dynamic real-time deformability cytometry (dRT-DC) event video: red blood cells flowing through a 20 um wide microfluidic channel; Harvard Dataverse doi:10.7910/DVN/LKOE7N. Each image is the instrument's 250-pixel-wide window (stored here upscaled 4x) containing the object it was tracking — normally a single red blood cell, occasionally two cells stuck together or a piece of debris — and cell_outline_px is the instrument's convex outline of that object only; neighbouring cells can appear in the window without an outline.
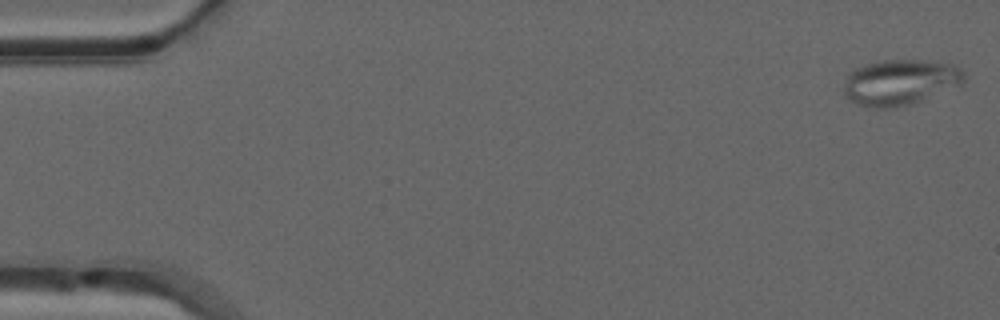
{"species": "common noctule bat (a hibernating species)", "species_latin": "Nyctalus noctula", "temperature_condition": "warm", "stored_images_in_passage": 50, "camera_frame_rate_fps": 3000, "um_per_image_px": 0.085, "animal": {"sex": "male", "forearm_length_mm": 52.5}, "frame": {"image": 1, "passage_image": 1, "time_ms": 0.0, "image_size_px": [1000, 320], "cell_outline_px": [[964, 80], [960, 84], [924, 100], [896, 108], [864, 108], [848, 100], [844, 96], [840, 88], [848, 72], [856, 68], [868, 64], [884, 60], [916, 60], [952, 64], [960, 68], [964, 72]], "centroid_in_image_um": [76.41, 7.02], "position_along_channel_um": 8.6, "area_um2": 32.43}}
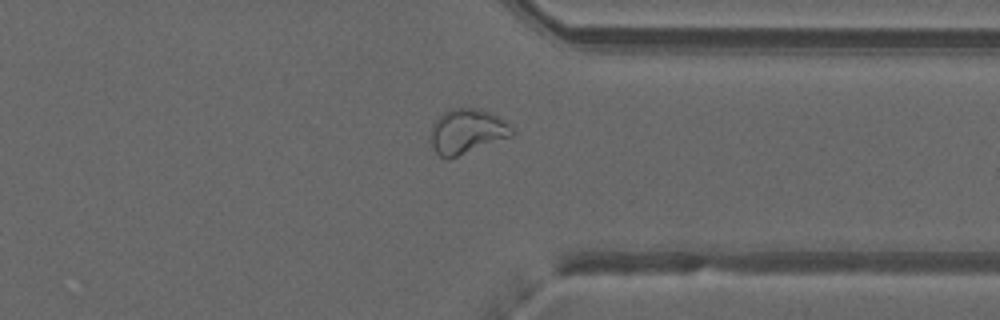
{"frame": {"image": 2, "passage_image": 39, "time_ms": 12.667, "image_size_px": [1000, 320], "cell_outline_px": [[512, 136], [448, 160], [440, 156], [432, 148], [428, 140], [432, 128], [436, 120], [444, 112], [452, 108], [480, 108], [492, 112], [504, 120], [512, 128]], "centroid_in_image_um": [39.66, 11.17], "position_along_channel_um": 371.7, "area_um2": 21.39}}
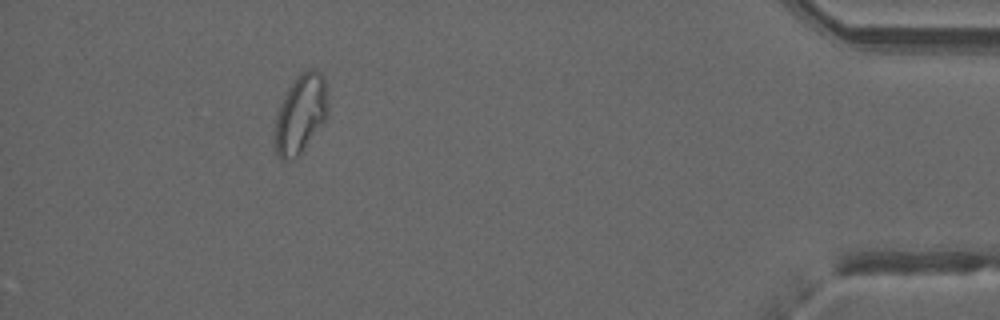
{"frame": {"image": 3, "passage_image": 46, "time_ms": 15.0, "image_size_px": [1000, 320], "cell_outline_px": [[328, 116], [300, 152], [292, 160], [280, 160], [276, 156], [272, 144], [272, 136], [276, 112], [288, 88], [296, 76], [300, 72], [308, 68], [316, 68], [324, 76], [328, 96]], "centroid_in_image_um": [25.51, 9.67], "position_along_channel_um": 409.7, "area_um2": 25.14}, "authors_computed_cell_mechanics": {"area_um2": 23.5535, "velocity_mm_per_s": 4.0146, "shape_relaxation_time_tau1_ms": null, "shape_relaxation_time_tau2_ms": 1.3931, "deformation_change_tau1": null, "deformation_change_tau2": 0.077}}